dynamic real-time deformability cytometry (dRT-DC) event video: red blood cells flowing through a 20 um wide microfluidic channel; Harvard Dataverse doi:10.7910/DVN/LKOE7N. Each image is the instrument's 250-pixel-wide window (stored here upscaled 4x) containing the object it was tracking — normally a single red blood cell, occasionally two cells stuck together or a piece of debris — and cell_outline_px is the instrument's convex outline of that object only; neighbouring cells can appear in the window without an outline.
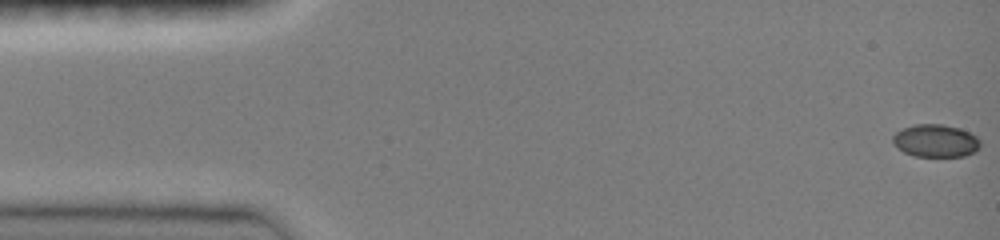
{"species": "common noctule bat (a hibernating species)", "species_latin": "Nyctalus noctula", "temperature_condition": "room temperature", "stored_images_in_passage": 48, "camera_frame_rate_fps": 3000, "um_per_image_px": 0.085, "animal": {"sex": "female", "body_mass_g": 19.0, "forearm_length_mm": 51.5}, "frame": {"image": 1, "passage_image": 1, "time_ms": 0.0, "image_size_px": [1000, 240], "cell_outline_px": [[980, 148], [976, 152], [964, 156], [912, 156], [896, 148], [892, 144], [892, 136], [896, 132], [904, 128], [916, 124], [944, 124], [960, 128], [976, 136], [980, 140]], "centroid_in_image_um": [79.52, 11.97], "position_along_channel_um": 5.5, "area_um2": 16.88}}
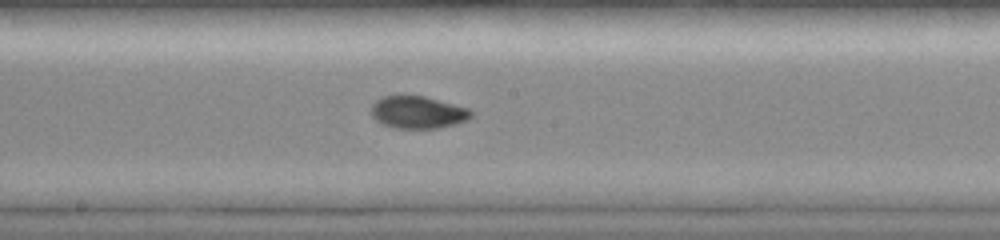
{"frame": {"image": 2, "passage_image": 26, "time_ms": 8.333, "image_size_px": [1000, 240], "cell_outline_px": [[472, 116], [468, 120], [456, 124], [436, 128], [396, 128], [384, 124], [376, 120], [372, 116], [372, 104], [380, 96], [396, 92], [404, 92], [424, 96], [468, 108], [472, 112]], "centroid_in_image_um": [35.47, 9.49], "position_along_channel_um": 212.7, "area_um2": 19.42}}
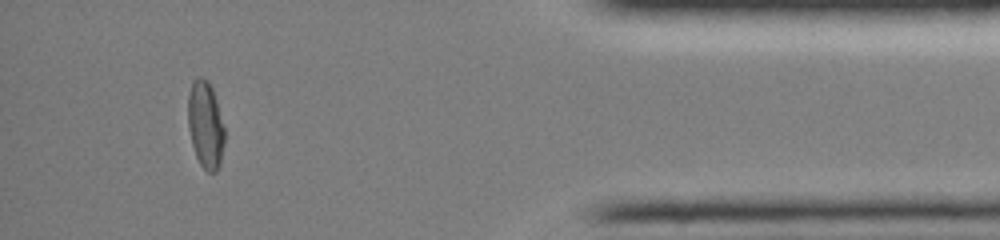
{"frame": {"image": 3, "passage_image": 44, "time_ms": 14.333, "image_size_px": [1000, 240], "cell_outline_px": [[224, 144], [220, 164], [216, 172], [208, 172], [200, 164], [196, 156], [192, 144], [188, 128], [188, 92], [192, 80], [196, 76], [200, 76], [208, 80], [212, 88], [216, 100], [224, 128]], "centroid_in_image_um": [17.45, 10.58], "position_along_channel_um": 417.8, "area_um2": 18.67}, "authors_computed_cell_mechanics": {"area_um2": 18.3804, "velocity_mm_per_s": 4.0299, "shape_relaxation_time_tau1_ms": 6.3874, "shape_relaxation_time_tau2_ms": 2.169, "deformation_change_tau1": 0.1999, "deformation_change_tau2": 0.0403}}